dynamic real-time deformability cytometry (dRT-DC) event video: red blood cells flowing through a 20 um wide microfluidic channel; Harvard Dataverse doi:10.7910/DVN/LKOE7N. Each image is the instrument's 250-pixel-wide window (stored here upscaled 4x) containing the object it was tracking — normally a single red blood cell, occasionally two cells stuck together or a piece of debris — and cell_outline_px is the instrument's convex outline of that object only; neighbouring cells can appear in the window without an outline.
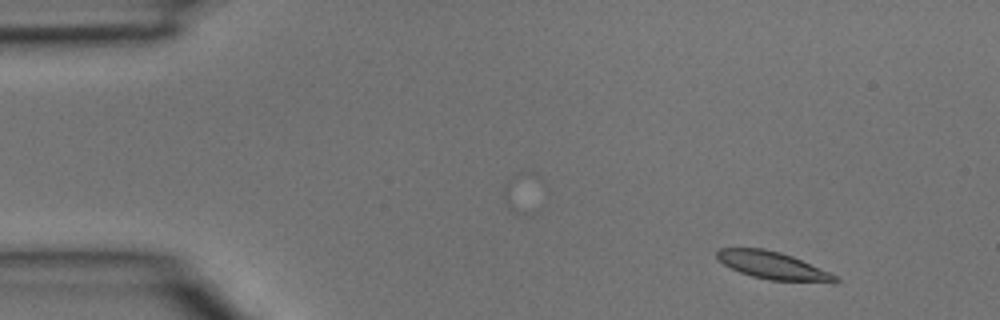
{"species": "common noctule bat (a hibernating species)", "species_latin": "Nyctalus noctula", "temperature_condition": "room temperature", "stored_images_in_passage": 4, "camera_frame_rate_fps": 3000, "um_per_image_px": 0.085, "animal": {"sex": "male", "body_mass_g": 15.6}, "frame": {"image": 1, "passage_image": 2, "time_ms": 0.333, "image_size_px": [1000, 320], "cell_outline_px": [[840, 280], [772, 280], [752, 276], [740, 272], [724, 264], [716, 256], [716, 252], [720, 248], [764, 248], [780, 252], [792, 256], [840, 276]], "centroid_in_image_um": [65.62, 22.52], "position_along_channel_um": 19.4, "area_um2": 18.26}}
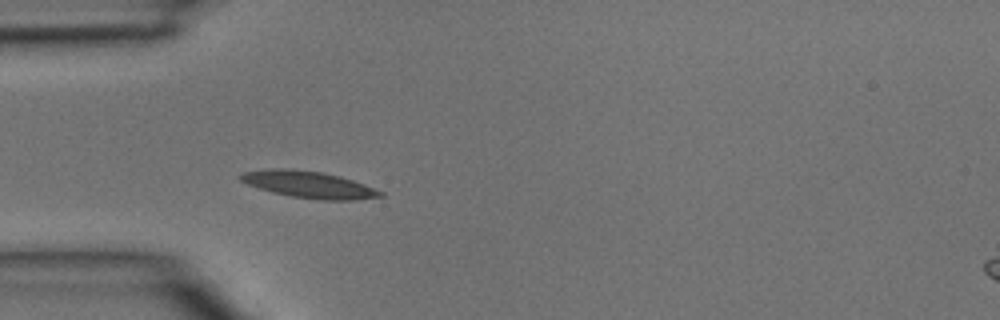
{"frame": {"image": 2, "passage_image": 4, "time_ms": 1.0, "image_size_px": [1000, 320], "cell_outline_px": [[384, 196], [352, 200], [320, 200], [292, 196], [272, 192], [248, 184], [240, 180], [236, 176], [244, 172], [276, 168], [284, 168], [324, 172], [340, 176], [364, 184], [384, 192]], "centroid_in_image_um": [26.26, 15.68], "position_along_channel_um": 58.7, "area_um2": 21.68}}